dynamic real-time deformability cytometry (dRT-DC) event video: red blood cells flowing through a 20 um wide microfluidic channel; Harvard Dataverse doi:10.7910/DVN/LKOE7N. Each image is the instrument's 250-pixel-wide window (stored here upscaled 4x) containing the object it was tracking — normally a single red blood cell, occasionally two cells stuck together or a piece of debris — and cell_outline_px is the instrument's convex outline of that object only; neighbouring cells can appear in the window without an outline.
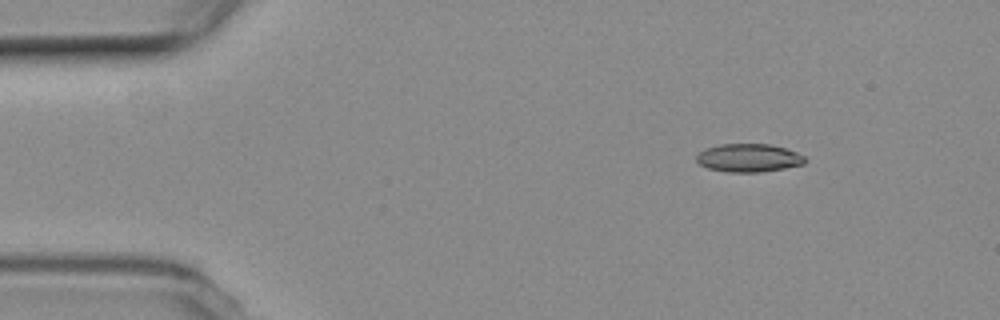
{"species": "common noctule bat (a hibernating species)", "species_latin": "Nyctalus noctula", "temperature_condition": "room temperature", "stored_images_in_passage": 49, "camera_frame_rate_fps": 3000, "um_per_image_px": 0.085, "animal": {"sex": "female", "body_mass_g": 19.3, "forearm_length_mm": 54.1}, "frame": {"image": 1, "passage_image": 1, "time_ms": 0.0, "image_size_px": [1000, 320], "cell_outline_px": [[804, 164], [784, 168], [760, 172], [728, 172], [708, 168], [700, 164], [696, 160], [696, 156], [704, 148], [720, 144], [768, 144], [784, 148], [796, 152], [804, 156]], "centroid_in_image_um": [63.6, 13.42], "position_along_channel_um": 21.4, "area_um2": 17.69}}
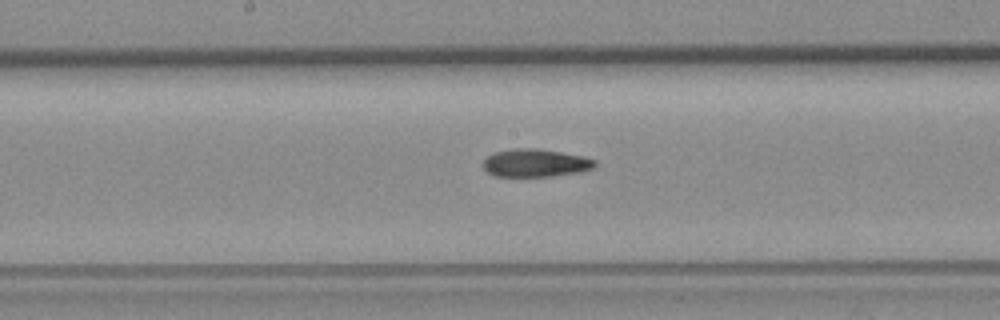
{"frame": {"image": 2, "passage_image": 22, "time_ms": 7.0, "image_size_px": [1000, 320], "cell_outline_px": [[596, 164], [592, 168], [580, 172], [552, 176], [492, 176], [484, 168], [484, 160], [488, 156], [496, 152], [516, 148], [536, 148], [584, 156], [596, 160]], "centroid_in_image_um": [45.53, 13.85], "position_along_channel_um": 202.7, "area_um2": 18.03}}
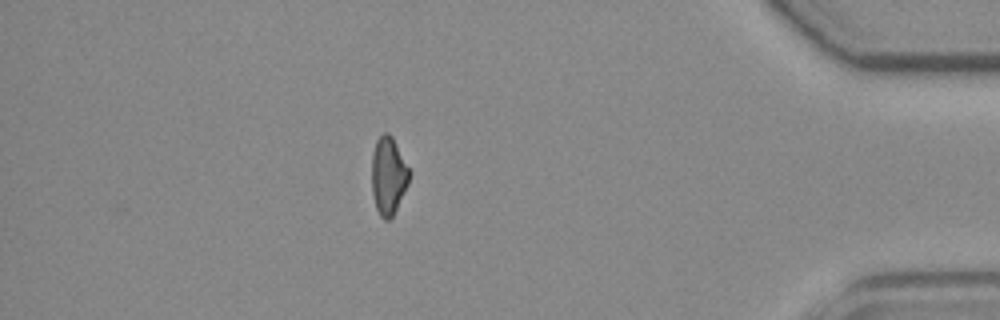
{"frame": {"image": 3, "passage_image": 42, "time_ms": 13.667, "image_size_px": [1000, 320], "cell_outline_px": [[412, 172], [408, 184], [392, 216], [388, 220], [384, 220], [380, 216], [376, 208], [372, 192], [372, 152], [376, 140], [384, 132], [388, 132], [392, 136]], "centroid_in_image_um": [33.02, 14.91], "position_along_channel_um": 402.2, "area_um2": 17.11}, "authors_computed_cell_mechanics": {"area_um2": 17.9758, "velocity_mm_per_s": 3.7001, "shape_relaxation_time_tau1_ms": null, "shape_relaxation_time_tau2_ms": 5.122, "deformation_change_tau1": null, "deformation_change_tau2": 0.1303}}